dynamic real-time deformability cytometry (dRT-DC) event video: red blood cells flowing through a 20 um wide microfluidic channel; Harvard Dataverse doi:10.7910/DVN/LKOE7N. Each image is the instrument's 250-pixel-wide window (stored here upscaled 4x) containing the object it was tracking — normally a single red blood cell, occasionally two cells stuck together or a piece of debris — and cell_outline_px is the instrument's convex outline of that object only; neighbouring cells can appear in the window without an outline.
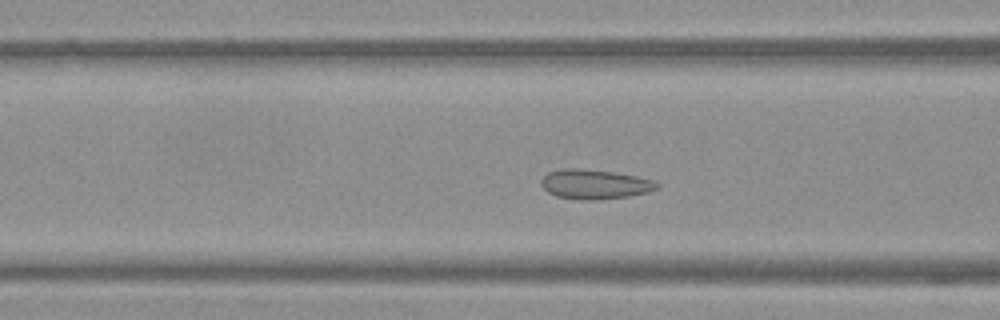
{"species": "Egyptian fruit bat (a non-hibernating species)", "species_latin": "Rousettus aegyptiacus", "temperature_condition": "warm", "stored_images_in_passage": 46, "camera_frame_rate_fps": 3000, "um_per_image_px": 0.085, "frame": {"image": 1, "passage_image": 14, "time_ms": 4.333, "image_size_px": [1000, 320], "cell_outline_px": [[660, 184], [656, 188], [648, 192], [628, 196], [600, 200], [588, 200], [556, 196], [548, 192], [540, 184], [540, 180], [548, 172], [560, 168], [580, 168], [612, 172], [636, 176], [652, 180]], "centroid_in_image_um": [50.52, 15.65], "position_along_channel_um": 116.1, "area_um2": 19.88}}
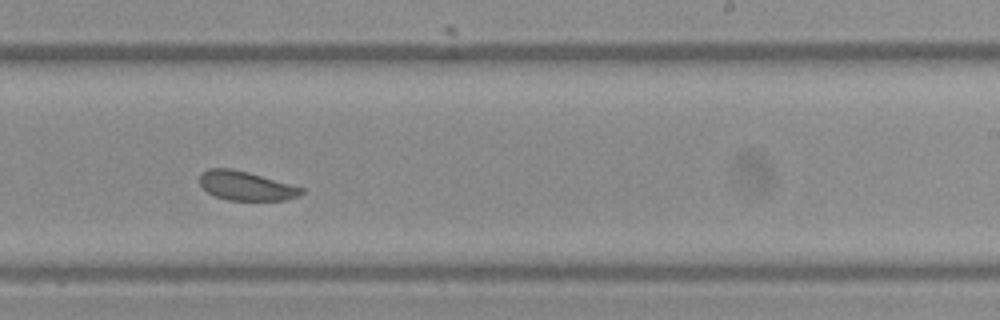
{"frame": {"image": 2, "passage_image": 26, "time_ms": 8.333, "image_size_px": [1000, 320], "cell_outline_px": [[304, 192], [300, 196], [288, 200], [228, 200], [216, 196], [208, 192], [200, 184], [200, 172], [208, 168], [232, 168], [248, 172], [304, 188]], "centroid_in_image_um": [20.92, 15.79], "position_along_channel_um": 268.1, "area_um2": 17.28}}
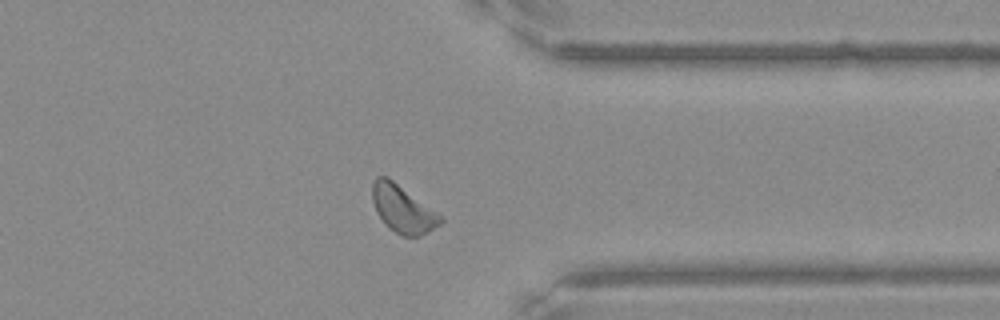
{"frame": {"image": 3, "passage_image": 35, "time_ms": 11.333, "image_size_px": [1000, 320], "cell_outline_px": [[444, 220], [440, 224], [428, 232], [420, 236], [404, 236], [388, 228], [384, 224], [376, 212], [372, 200], [372, 184], [376, 176], [388, 176], [444, 216]], "centroid_in_image_um": [34.24, 17.75], "position_along_channel_um": 377.2, "area_um2": 19.13}, "authors_computed_cell_mechanics": {"area_um2": 19.0162, "velocity_mm_per_s": 3.8048, "shape_relaxation_time_tau1_ms": null, "shape_relaxation_time_tau2_ms": 1.5226, "deformation_change_tau1": null, "deformation_change_tau2": 0.0657}}